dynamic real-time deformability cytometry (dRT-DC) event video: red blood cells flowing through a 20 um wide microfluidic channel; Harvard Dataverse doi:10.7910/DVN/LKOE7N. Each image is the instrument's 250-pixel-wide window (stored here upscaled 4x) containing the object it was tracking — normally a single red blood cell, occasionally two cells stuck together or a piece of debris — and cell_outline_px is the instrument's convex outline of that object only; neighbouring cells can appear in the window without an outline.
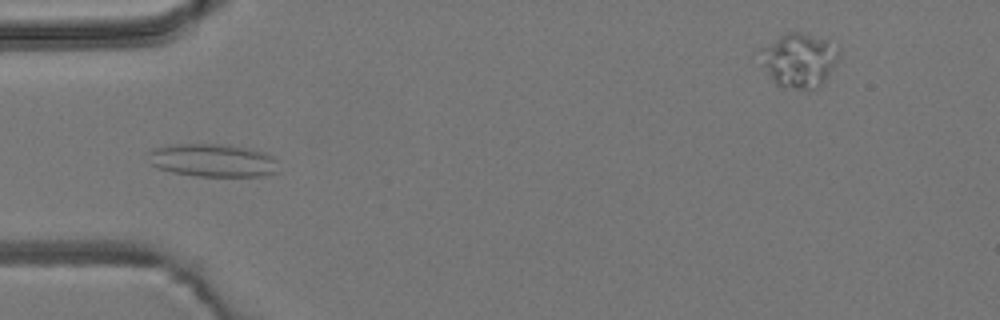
{"species": "common noctule bat (a hibernating species)", "species_latin": "Nyctalus noctula", "temperature_condition": "room temperature", "stored_images_in_passage": 5, "camera_frame_rate_fps": 3000, "um_per_image_px": 0.085, "animal": {"sex": "male", "body_mass_g": 19.2, "forearm_length_mm": 51.8}, "frame": {"image": 1, "passage_image": 5, "time_ms": 5.333, "image_size_px": [1000, 320], "cell_outline_px": [[276, 172], [264, 176], [196, 176], [172, 172], [156, 168], [148, 164], [148, 152], [152, 148], [168, 144], [228, 144], [248, 148], [264, 152], [272, 156], [276, 160]], "centroid_in_image_um": [18.01, 13.62], "position_along_channel_um": 67.0, "area_um2": 25.43}}